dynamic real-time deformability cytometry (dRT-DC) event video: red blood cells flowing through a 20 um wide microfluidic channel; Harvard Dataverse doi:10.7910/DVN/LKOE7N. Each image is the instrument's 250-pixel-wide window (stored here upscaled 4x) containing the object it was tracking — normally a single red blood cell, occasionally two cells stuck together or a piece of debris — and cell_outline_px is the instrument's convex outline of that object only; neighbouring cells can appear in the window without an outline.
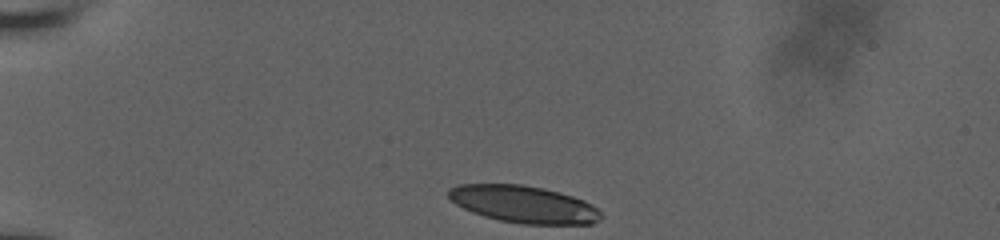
{"species": "human", "species_latin": "Homo sapiens", "temperature_condition": "room temperature", "stored_images_in_passage": 35, "camera_frame_rate_fps": 3000, "um_per_image_px": 0.085, "donor": {"sex": "male"}, "frame": {"image": 1, "passage_image": 1, "time_ms": 0.0, "image_size_px": [1000, 240], "cell_outline_px": [[600, 220], [592, 224], [520, 224], [500, 220], [484, 216], [472, 212], [456, 204], [448, 196], [448, 188], [460, 184], [524, 184], [544, 188], [560, 192], [584, 200], [592, 204], [600, 212]], "centroid_in_image_um": [44.52, 17.36], "position_along_channel_um": 40.5, "area_um2": 33.06}}
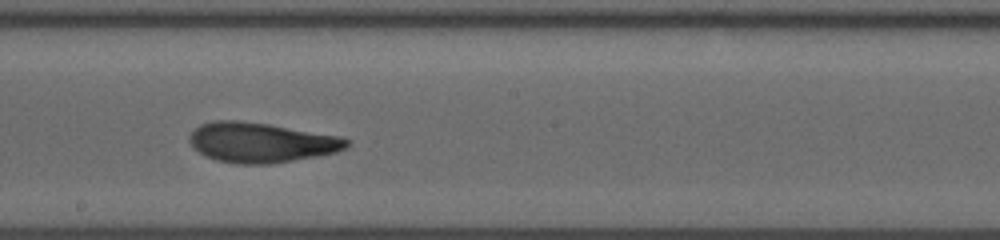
{"frame": {"image": 2, "passage_image": 20, "time_ms": 6.333, "image_size_px": [1000, 240], "cell_outline_px": [[352, 140], [348, 148], [336, 152], [316, 156], [272, 164], [236, 164], [216, 160], [204, 156], [188, 140], [188, 136], [200, 124], [216, 120], [236, 120], [268, 124], [344, 136]], "centroid_in_image_um": [22.25, 12.11], "position_along_channel_um": 226.0, "area_um2": 36.88}}
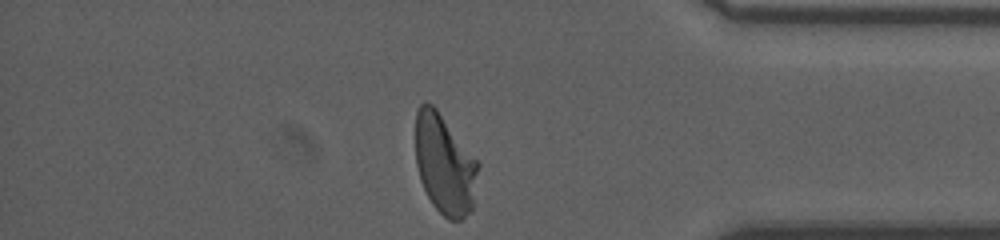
{"frame": {"image": 3, "passage_image": 35, "time_ms": 11.333, "image_size_px": [1000, 240], "cell_outline_px": [[480, 164], [472, 208], [460, 220], [448, 220], [432, 204], [420, 180], [416, 164], [416, 112], [420, 104], [424, 100], [432, 104], [436, 108]], "centroid_in_image_um": [37.78, 13.96], "position_along_channel_um": 397.4, "area_um2": 36.24}, "authors_computed_cell_mechanics": {"area_um2": 36.2406, "velocity_mm_per_s": 3.8228, "shape_relaxation_time_tau1_ms": 6.0394, "shape_relaxation_time_tau2_ms": 1.4599, "deformation_change_tau1": 0.2131, "deformation_change_tau2": 0.0905}}